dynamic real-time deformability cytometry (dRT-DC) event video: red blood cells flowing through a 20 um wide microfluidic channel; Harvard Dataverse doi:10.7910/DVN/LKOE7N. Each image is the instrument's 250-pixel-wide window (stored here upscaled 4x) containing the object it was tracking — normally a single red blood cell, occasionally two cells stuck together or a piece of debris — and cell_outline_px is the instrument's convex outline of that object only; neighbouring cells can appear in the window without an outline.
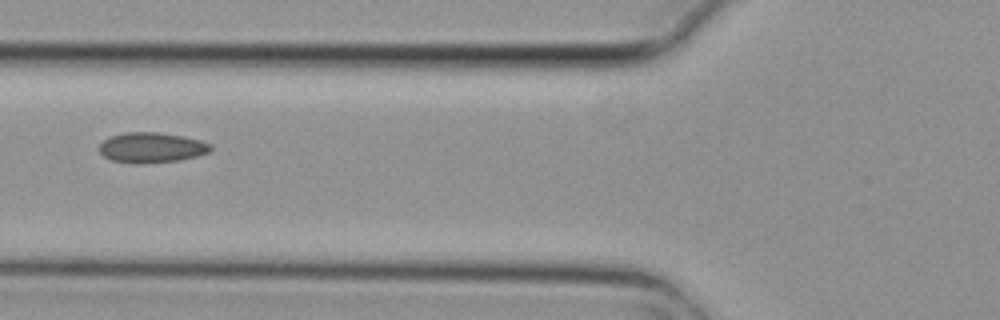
{"species": "common noctule bat (a hibernating species)", "species_latin": "Nyctalus noctula", "temperature_condition": "cold", "stored_images_in_passage": 2, "camera_frame_rate_fps": 3000, "um_per_image_px": 0.085, "animal": {"sex": "female", "body_mass_g": 29.2, "forearm_length_mm": 56.3}, "frame": {"image": 1, "passage_image": 2, "time_ms": 0.333, "image_size_px": [1000, 320], "cell_outline_px": [[212, 148], [208, 152], [196, 156], [180, 160], [144, 164], [132, 164], [112, 160], [104, 156], [100, 152], [100, 144], [108, 136], [124, 132], [156, 132], [184, 136], [200, 140], [212, 144]], "centroid_in_image_um": [12.87, 12.54], "position_along_channel_um": 112.9, "area_um2": 19.83}}